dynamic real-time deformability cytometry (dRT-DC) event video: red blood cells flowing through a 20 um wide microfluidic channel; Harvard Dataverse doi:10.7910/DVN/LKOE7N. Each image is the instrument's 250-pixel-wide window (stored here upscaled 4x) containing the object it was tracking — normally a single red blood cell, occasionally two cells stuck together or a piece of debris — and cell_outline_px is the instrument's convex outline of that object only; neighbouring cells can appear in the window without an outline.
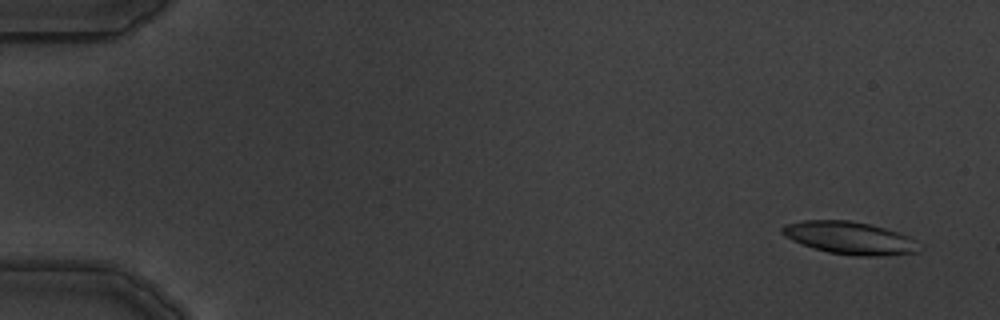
{"species": "common noctule bat (a hibernating species)", "species_latin": "Nyctalus noctula", "temperature_condition": "warm", "stored_images_in_passage": 5, "camera_frame_rate_fps": 3000, "um_per_image_px": 0.085, "animal": {"sex": "male", "body_mass_g": 19.5, "forearm_length_mm": 54.6}, "frame": {"image": 1, "passage_image": 1, "time_ms": 0.0, "image_size_px": [1000, 320], "cell_outline_px": [[924, 248], [916, 252], [884, 256], [856, 256], [828, 252], [812, 248], [792, 240], [784, 236], [780, 232], [780, 228], [784, 224], [804, 220], [848, 220], [872, 224], [908, 236], [924, 244]], "centroid_in_image_um": [72.25, 20.23], "position_along_channel_um": 12.7, "area_um2": 26.41}}